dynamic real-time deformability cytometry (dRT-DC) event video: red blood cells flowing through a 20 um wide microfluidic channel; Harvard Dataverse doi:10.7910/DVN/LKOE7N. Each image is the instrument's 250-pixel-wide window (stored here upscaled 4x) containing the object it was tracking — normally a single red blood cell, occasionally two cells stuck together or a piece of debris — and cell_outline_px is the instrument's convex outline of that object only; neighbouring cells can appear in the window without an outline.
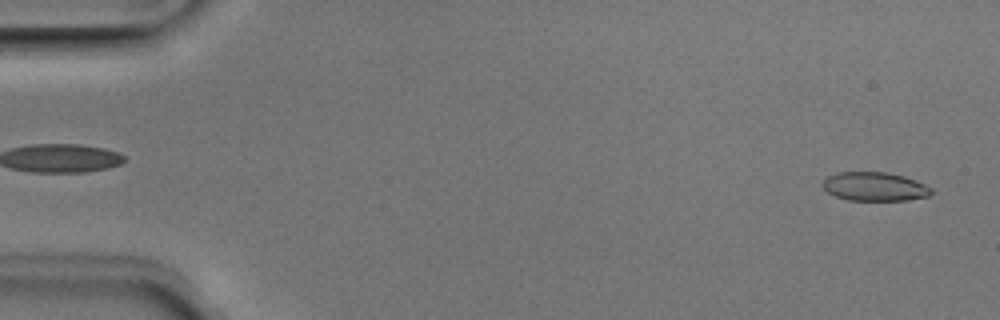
{"species": "Egyptian fruit bat (a non-hibernating species)", "species_latin": "Rousettus aegyptiacus", "temperature_condition": "room temperature", "stored_images_in_passage": 51, "camera_frame_rate_fps": 3000, "um_per_image_px": 0.085, "animal": {"sex": "male"}, "frame": {"image": 1, "passage_image": 2, "time_ms": 0.333, "image_size_px": [1000, 320], "cell_outline_px": [[932, 192], [928, 196], [908, 200], [848, 200], [836, 196], [828, 192], [824, 188], [824, 180], [828, 176], [836, 172], [888, 172], [904, 176], [916, 180], [932, 188]], "centroid_in_image_um": [74.37, 15.85], "position_along_channel_um": 10.6, "area_um2": 18.15}}
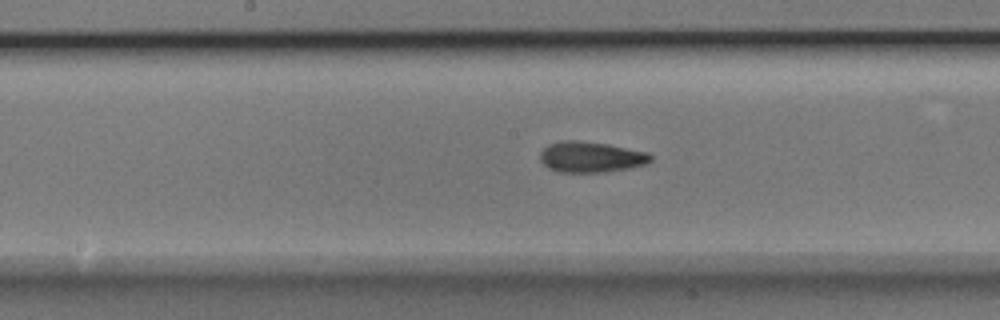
{"frame": {"image": 2, "passage_image": 26, "time_ms": 8.333, "image_size_px": [1000, 320], "cell_outline_px": [[652, 160], [648, 164], [628, 168], [600, 172], [560, 172], [548, 168], [540, 160], [540, 152], [548, 144], [564, 140], [576, 140], [604, 144], [648, 152], [652, 156]], "centroid_in_image_um": [50.21, 13.35], "position_along_channel_um": 198.0, "area_um2": 19.65}}
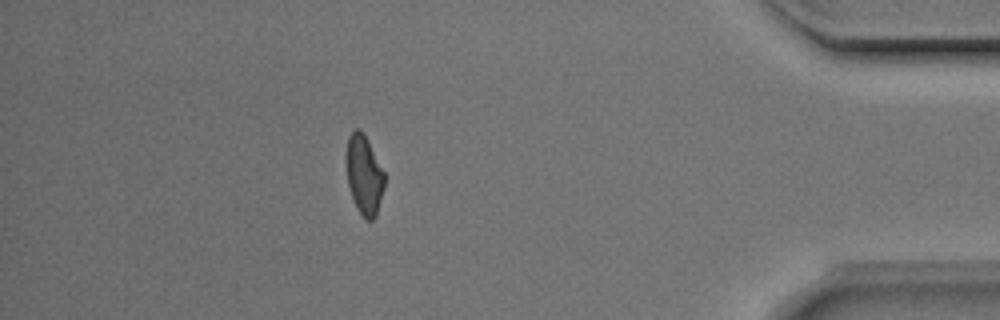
{"frame": {"image": 3, "passage_image": 45, "time_ms": 14.667, "image_size_px": [1000, 320], "cell_outline_px": [[384, 188], [376, 216], [372, 220], [364, 220], [356, 208], [348, 184], [348, 136], [356, 128], [364, 132], [384, 172]], "centroid_in_image_um": [30.98, 14.91], "position_along_channel_um": 404.2, "area_um2": 17.28}, "authors_computed_cell_mechanics": {"area_um2": 18.9006, "velocity_mm_per_s": 3.9621, "shape_relaxation_time_tau1_ms": 3.5911, "shape_relaxation_time_tau2_ms": 2.0131, "deformation_change_tau1": 0.143, "deformation_change_tau2": 0.0958}}